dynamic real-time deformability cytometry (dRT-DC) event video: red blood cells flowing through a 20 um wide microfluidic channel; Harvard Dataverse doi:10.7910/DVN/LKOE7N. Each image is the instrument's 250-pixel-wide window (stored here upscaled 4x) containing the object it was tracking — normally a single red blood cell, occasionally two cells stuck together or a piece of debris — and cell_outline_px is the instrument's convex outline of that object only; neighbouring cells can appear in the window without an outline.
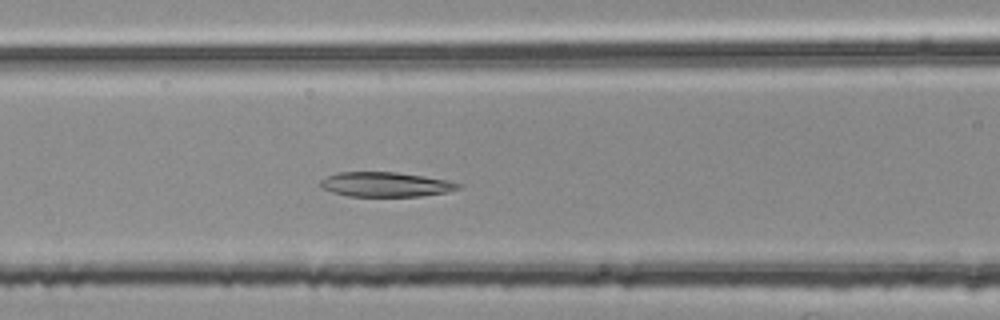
{"species": "common noctule bat (a hibernating species)", "species_latin": "Nyctalus noctula", "temperature_condition": "room temperature", "stored_images_in_passage": 52, "segment_of_instrument_passage": [2, 2], "camera_frame_rate_fps": 3000, "um_per_image_px": 0.085, "animal": {"sex": "female", "body_mass_g": 25.1}, "frame": {"image": 1, "passage_image": 23, "time_ms": 7.333, "image_size_px": [1000, 320], "cell_outline_px": [[464, 184], [460, 188], [444, 192], [420, 196], [348, 196], [332, 192], [320, 188], [320, 180], [336, 172], [396, 172], [424, 176], [448, 180]], "centroid_in_image_um": [32.76, 15.67], "position_along_channel_um": 133.8, "area_um2": 19.83}}
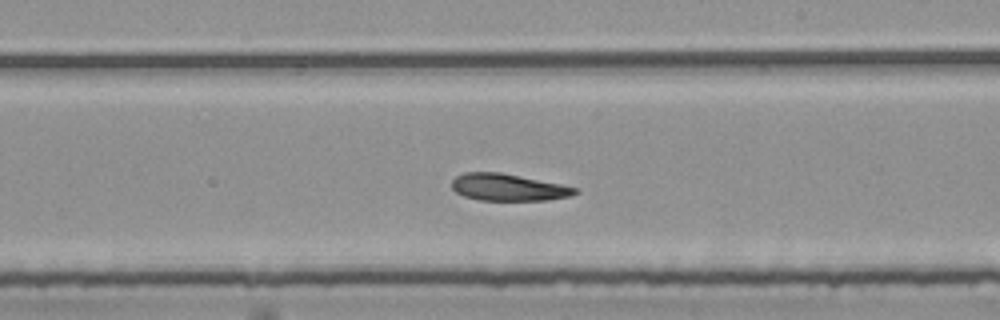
{"frame": {"image": 2, "passage_image": 32, "time_ms": 10.333, "image_size_px": [1000, 320], "cell_outline_px": [[580, 192], [572, 196], [548, 200], [480, 200], [464, 196], [456, 192], [452, 188], [452, 180], [456, 176], [464, 172], [500, 172], [560, 184], [576, 188]], "centroid_in_image_um": [43.19, 15.92], "position_along_channel_um": 245.8, "area_um2": 19.31}}
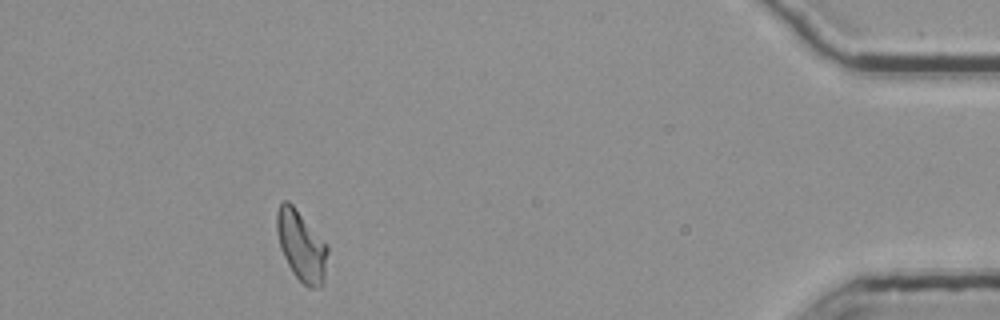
{"frame": {"image": 3, "passage_image": 50, "time_ms": 16.333, "image_size_px": [1000, 320], "cell_outline_px": [[328, 252], [324, 284], [320, 288], [308, 288], [292, 272], [280, 248], [276, 228], [276, 212], [280, 204], [284, 200], [288, 200], [292, 204], [328, 244]], "centroid_in_image_um": [25.63, 20.91], "position_along_channel_um": 409.6, "area_um2": 21.04}}